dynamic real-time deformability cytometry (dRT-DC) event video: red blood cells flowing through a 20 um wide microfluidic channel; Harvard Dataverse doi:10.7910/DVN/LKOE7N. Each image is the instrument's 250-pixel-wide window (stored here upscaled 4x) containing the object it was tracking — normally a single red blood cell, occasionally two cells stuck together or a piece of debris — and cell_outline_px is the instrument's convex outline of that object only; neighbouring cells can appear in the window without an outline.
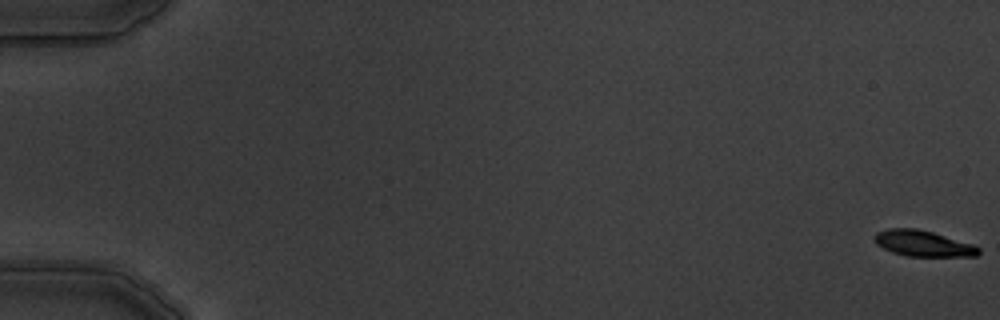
{"species": "common noctule bat (a hibernating species)", "species_latin": "Nyctalus noctula", "temperature_condition": "warm", "stored_images_in_passage": 7, "segment_of_instrument_passage": [1, 2], "camera_frame_rate_fps": 3000, "um_per_image_px": 0.085, "animal": {"sex": "male", "body_mass_g": 19.5, "forearm_length_mm": 54.6}, "frame": {"image": 1, "passage_image": 1, "time_ms": 0.0, "image_size_px": [1000, 320], "cell_outline_px": [[980, 252], [976, 256], [908, 256], [892, 252], [876, 244], [872, 240], [872, 236], [876, 232], [888, 228], [916, 228], [932, 232], [976, 244], [980, 248]], "centroid_in_image_um": [78.45, 20.68], "position_along_channel_um": 6.5, "area_um2": 15.95}}